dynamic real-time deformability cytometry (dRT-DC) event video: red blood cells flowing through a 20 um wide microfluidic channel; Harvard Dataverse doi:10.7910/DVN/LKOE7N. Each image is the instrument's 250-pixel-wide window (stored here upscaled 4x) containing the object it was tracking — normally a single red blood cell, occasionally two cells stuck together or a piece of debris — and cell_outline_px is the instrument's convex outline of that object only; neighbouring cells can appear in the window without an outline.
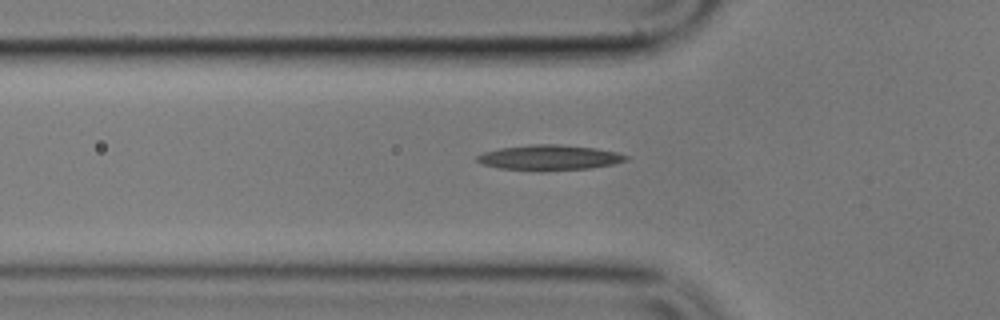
{"species": "common noctule bat (a hibernating species)", "species_latin": "Nyctalus noctula", "temperature_condition": "cold", "stored_images_in_passage": 16, "camera_frame_rate_fps": 3000, "um_per_image_px": 0.085, "animal": {"sex": "male", "body_mass_g": 17.9}, "frame": {"image": 1, "passage_image": 4, "time_ms": 1.0, "image_size_px": [1000, 320], "cell_outline_px": [[628, 160], [612, 164], [592, 168], [500, 168], [484, 164], [476, 160], [476, 156], [484, 152], [500, 148], [532, 144], [556, 144], [596, 148], [616, 152], [628, 156]], "centroid_in_image_um": [46.73, 13.34], "position_along_channel_um": 79.1, "area_um2": 20.75}}
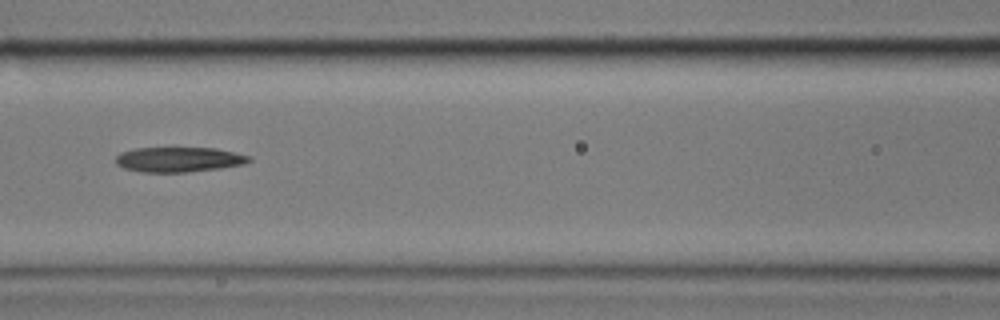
{"frame": {"image": 2, "passage_image": 10, "time_ms": 3.0, "image_size_px": [1000, 320], "cell_outline_px": [[252, 160], [244, 164], [220, 168], [188, 172], [140, 172], [124, 168], [116, 164], [116, 156], [120, 152], [136, 148], [216, 148], [252, 156]], "centroid_in_image_um": [15.21, 13.56], "position_along_channel_um": 151.4, "area_um2": 19.48}}
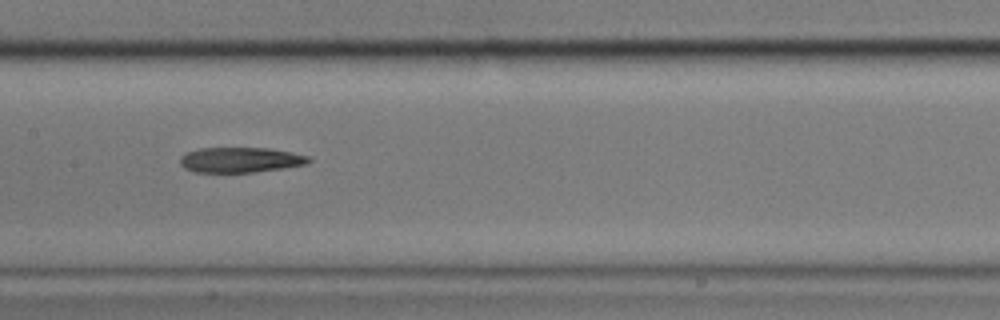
{"frame": {"image": 3, "passage_image": 13, "time_ms": 4.0, "image_size_px": [1000, 320], "cell_outline_px": [[312, 160], [308, 164], [252, 172], [196, 172], [184, 168], [180, 164], [180, 156], [188, 152], [200, 148], [268, 148], [292, 152], [308, 156]], "centroid_in_image_um": [20.43, 13.58], "position_along_channel_um": 187.0, "area_um2": 18.79}}